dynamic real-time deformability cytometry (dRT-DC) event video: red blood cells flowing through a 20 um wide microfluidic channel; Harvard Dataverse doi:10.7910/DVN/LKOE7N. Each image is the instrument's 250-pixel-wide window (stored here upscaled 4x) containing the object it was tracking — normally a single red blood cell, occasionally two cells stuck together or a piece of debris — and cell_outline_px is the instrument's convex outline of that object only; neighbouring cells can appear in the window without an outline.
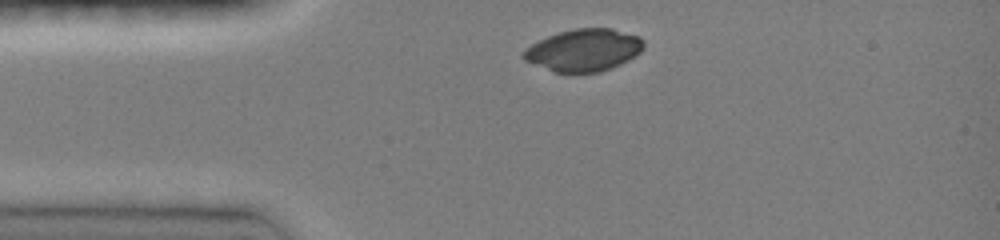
{"species": "common noctule bat (a hibernating species)", "species_latin": "Nyctalus noctula", "temperature_condition": "room temperature", "stored_images_in_passage": 4, "camera_frame_rate_fps": 3000, "um_per_image_px": 0.085, "animal": {"sex": "female", "body_mass_g": 19.0, "forearm_length_mm": 51.5}, "frame": {"image": 1, "passage_image": 1, "time_ms": 0.0, "image_size_px": [1000, 240], "cell_outline_px": [[644, 48], [636, 56], [612, 68], [600, 72], [556, 72], [524, 60], [524, 52], [532, 44], [548, 36], [572, 28], [612, 28], [640, 36], [644, 40]], "centroid_in_image_um": [49.69, 4.25], "position_along_channel_um": 35.3, "area_um2": 29.36}}